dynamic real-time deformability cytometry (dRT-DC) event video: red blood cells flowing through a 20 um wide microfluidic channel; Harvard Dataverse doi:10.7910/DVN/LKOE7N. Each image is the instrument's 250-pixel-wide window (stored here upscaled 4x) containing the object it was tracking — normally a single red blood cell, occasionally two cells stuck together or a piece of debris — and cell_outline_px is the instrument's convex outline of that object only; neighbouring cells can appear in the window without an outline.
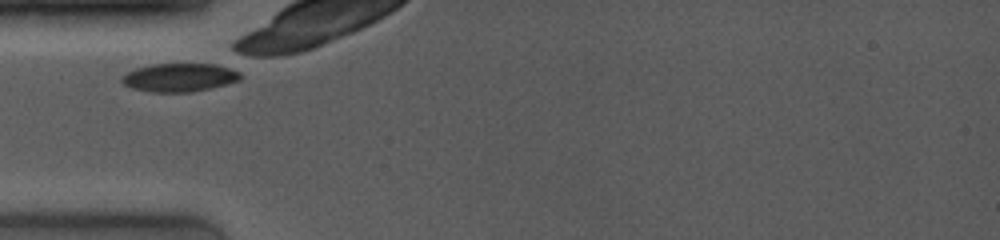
{"species": "common noctule bat (a hibernating species)", "species_latin": "Nyctalus noctula", "temperature_condition": "room temperature", "stored_images_in_passage": 7, "camera_frame_rate_fps": 4000, "um_per_image_px": 0.085, "animal": {"sex": "female", "body_mass_g": 19.0, "forearm_length_mm": 53.3}, "frame": {"image": 1, "passage_image": 1, "time_ms": 0.0, "image_size_px": [1000, 240], "cell_outline_px": [[240, 80], [192, 92], [152, 92], [132, 88], [124, 84], [120, 80], [120, 76], [136, 68], [152, 64], [216, 64], [240, 72]], "centroid_in_image_um": [15.2, 6.58], "position_along_channel_um": 69.8, "area_um2": 19.42}}